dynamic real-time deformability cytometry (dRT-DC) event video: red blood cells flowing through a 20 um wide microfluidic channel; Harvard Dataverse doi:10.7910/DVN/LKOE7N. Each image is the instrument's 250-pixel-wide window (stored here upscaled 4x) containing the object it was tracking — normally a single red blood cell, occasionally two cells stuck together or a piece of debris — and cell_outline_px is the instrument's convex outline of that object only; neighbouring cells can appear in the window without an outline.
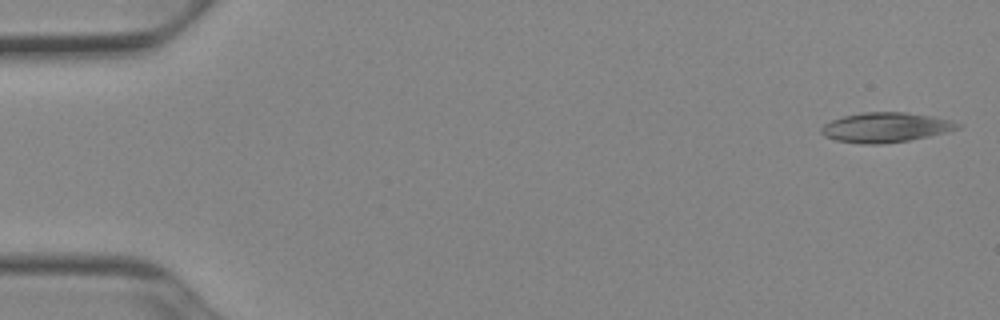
{"species": "Egyptian fruit bat (a non-hibernating species)", "species_latin": "Rousettus aegyptiacus", "temperature_condition": "cold", "stored_images_in_passage": 51, "camera_frame_rate_fps": 3000, "um_per_image_px": 0.085, "animal": {"sex": "female"}, "frame": {"image": 1, "passage_image": 1, "time_ms": 0.0, "image_size_px": [1000, 320], "cell_outline_px": [[960, 128], [928, 136], [908, 140], [880, 144], [860, 144], [836, 140], [824, 136], [820, 132], [820, 128], [824, 124], [832, 120], [844, 116], [860, 112], [904, 112], [932, 116], [948, 120], [960, 124]], "centroid_in_image_um": [75.21, 10.83], "position_along_channel_um": 9.8, "area_um2": 23.47}}
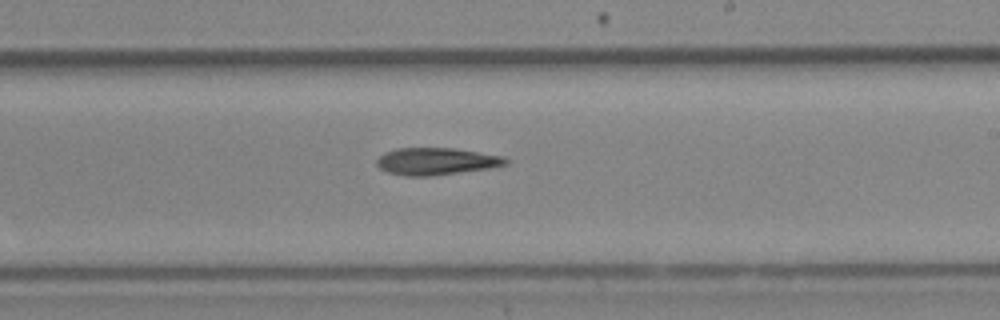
{"frame": {"image": 2, "passage_image": 30, "time_ms": 9.667, "image_size_px": [1000, 320], "cell_outline_px": [[508, 164], [492, 168], [432, 176], [404, 176], [388, 172], [380, 168], [376, 164], [376, 160], [384, 152], [396, 148], [452, 148], [504, 156], [508, 160]], "centroid_in_image_um": [37.09, 13.72], "position_along_channel_um": 251.9, "area_um2": 20.52}}
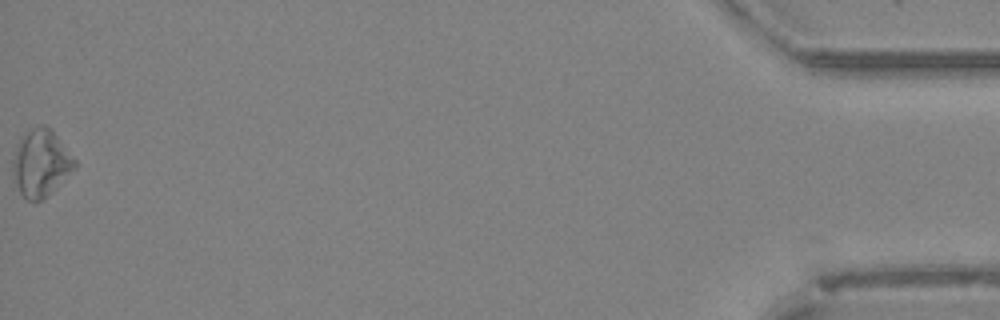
{"frame": {"image": 3, "passage_image": 51, "time_ms": 16.667, "image_size_px": [1000, 320], "cell_outline_px": [[76, 168], [52, 192], [36, 204], [32, 204], [20, 192], [12, 176], [12, 160], [16, 144], [20, 136], [32, 128], [40, 124], [44, 124], [52, 128], [76, 160]], "centroid_in_image_um": [3.46, 13.86], "position_along_channel_um": 431.7, "area_um2": 24.8}, "authors_computed_cell_mechanics": {"area_um2": 21.4438, "velocity_mm_per_s": 3.93, "shape_relaxation_time_tau1_ms": 5.6462, "shape_relaxation_time_tau2_ms": null, "deformation_change_tau1": 0.1207, "deformation_change_tau2": null}}